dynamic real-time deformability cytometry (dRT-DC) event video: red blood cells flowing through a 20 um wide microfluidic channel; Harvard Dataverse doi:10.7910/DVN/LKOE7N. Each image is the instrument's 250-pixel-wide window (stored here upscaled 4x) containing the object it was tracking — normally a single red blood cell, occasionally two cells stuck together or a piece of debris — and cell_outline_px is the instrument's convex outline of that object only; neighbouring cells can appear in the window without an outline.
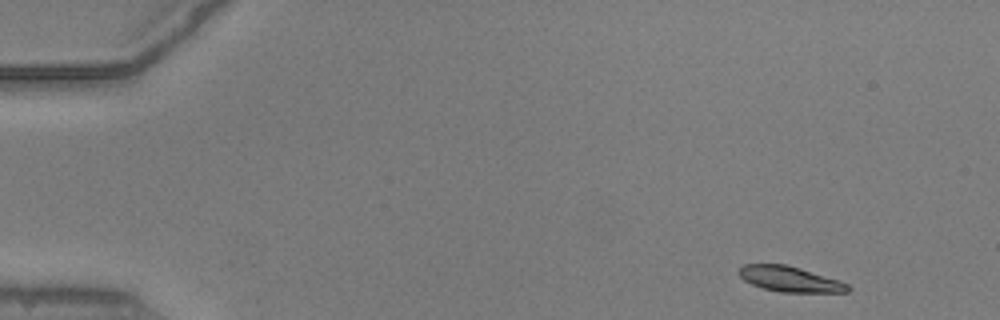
{"species": "common noctule bat (a hibernating species)", "species_latin": "Nyctalus noctula", "temperature_condition": "warm", "stored_images_in_passage": 49, "camera_frame_rate_fps": 3000, "um_per_image_px": 0.085, "animal": {"sex": "male", "body_mass_g": 20.5, "forearm_length_mm": 52.5}, "frame": {"image": 1, "passage_image": 1, "time_ms": 0.0, "image_size_px": [1000, 320], "cell_outline_px": [[852, 288], [848, 292], [780, 292], [764, 288], [752, 284], [744, 280], [736, 272], [744, 264], [784, 264], [800, 268], [840, 280], [848, 284]], "centroid_in_image_um": [67.16, 23.72], "position_along_channel_um": 17.8, "area_um2": 16.13}}
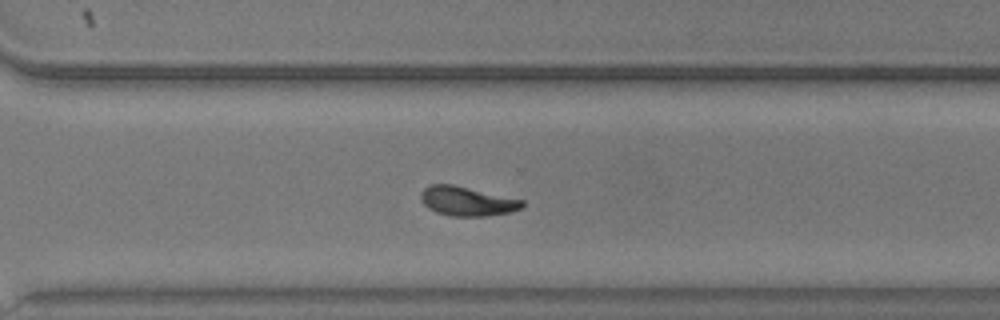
{"frame": {"image": 2, "passage_image": 34, "time_ms": 11.0, "image_size_px": [1000, 320], "cell_outline_px": [[524, 208], [512, 212], [488, 216], [452, 216], [436, 212], [428, 208], [420, 200], [420, 192], [424, 188], [432, 184], [452, 184], [524, 200]], "centroid_in_image_um": [39.71, 17.11], "position_along_channel_um": 330.9, "area_um2": 17.46}}
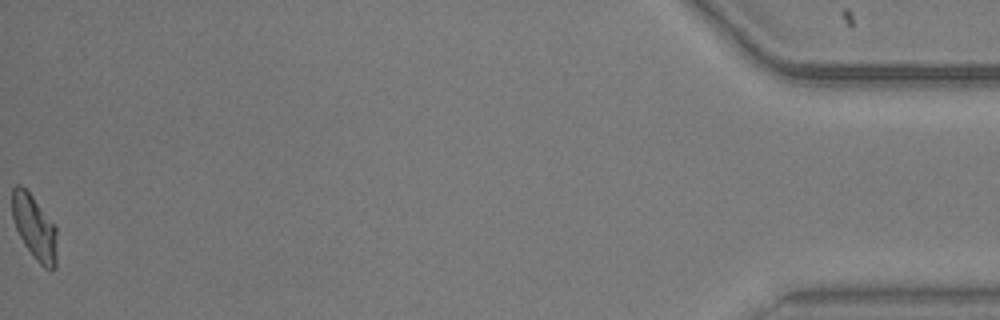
{"frame": {"image": 3, "passage_image": 49, "time_ms": 16.0, "image_size_px": [1000, 320], "cell_outline_px": [[56, 264], [52, 272], [44, 268], [36, 260], [24, 244], [16, 228], [12, 216], [12, 188], [16, 184], [20, 184], [32, 196], [56, 228]], "centroid_in_image_um": [2.92, 19.35], "position_along_channel_um": 432.3, "area_um2": 16.59}, "authors_computed_cell_mechanics": {"area_um2": 17.051, "velocity_mm_per_s": 3.8793, "shape_relaxation_time_tau1_ms": 3.5089, "shape_relaxation_time_tau2_ms": 4.0113, "deformation_change_tau1": 0.1457, "deformation_change_tau2": 0.0817}}